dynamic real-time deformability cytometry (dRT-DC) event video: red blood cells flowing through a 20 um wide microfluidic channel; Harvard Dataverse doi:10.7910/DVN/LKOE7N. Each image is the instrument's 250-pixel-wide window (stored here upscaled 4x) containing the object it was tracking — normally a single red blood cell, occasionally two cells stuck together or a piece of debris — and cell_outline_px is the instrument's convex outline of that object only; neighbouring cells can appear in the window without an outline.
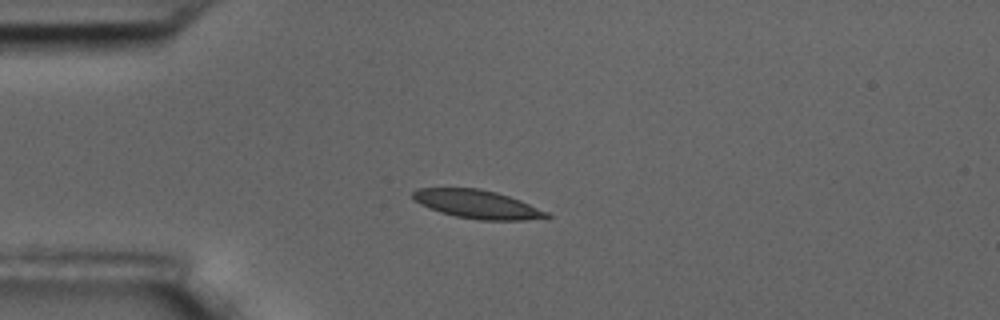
{"species": "common noctule bat (a hibernating species)", "species_latin": "Nyctalus noctula", "temperature_condition": "room temperature", "stored_images_in_passage": 6, "camera_frame_rate_fps": 3000, "um_per_image_px": 0.085, "animal": {"sex": "male", "body_mass_g": 17.5, "forearm_length_mm": 52.3}, "frame": {"image": 1, "passage_image": 3, "time_ms": 2.333, "image_size_px": [1000, 320], "cell_outline_px": [[552, 216], [524, 220], [480, 220], [456, 216], [440, 212], [428, 208], [420, 204], [412, 196], [412, 192], [416, 188], [480, 188], [496, 192], [520, 200], [548, 212]], "centroid_in_image_um": [40.54, 17.35], "position_along_channel_um": 44.5, "area_um2": 22.02}}